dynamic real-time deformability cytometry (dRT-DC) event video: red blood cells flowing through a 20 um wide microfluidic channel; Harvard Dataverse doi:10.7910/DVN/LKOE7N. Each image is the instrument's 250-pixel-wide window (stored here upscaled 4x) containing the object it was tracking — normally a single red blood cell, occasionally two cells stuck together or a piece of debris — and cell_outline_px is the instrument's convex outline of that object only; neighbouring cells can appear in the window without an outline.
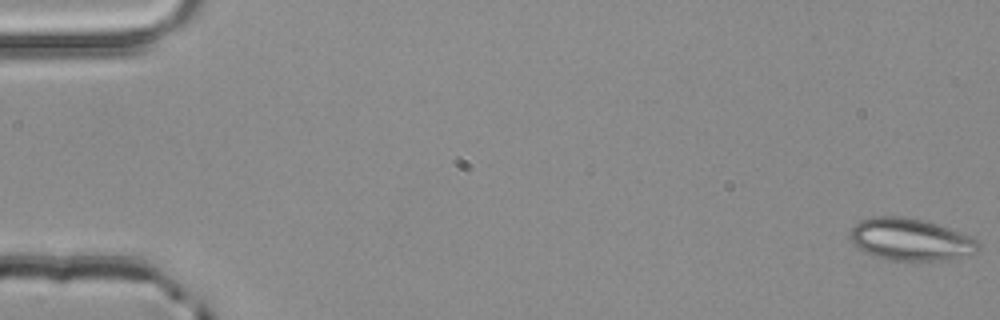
{"species": "common noctule bat (a hibernating species)", "species_latin": "Nyctalus noctula", "temperature_condition": "room temperature", "stored_images_in_passage": 5, "segment_of_instrument_passage": [2, 2], "camera_frame_rate_fps": 3000, "um_per_image_px": 0.085, "animal": {"sex": "male", "body_mass_g": 20.4}, "frame": {"image": 1, "passage_image": 5, "time_ms": 1.333, "image_size_px": [1000, 320], "cell_outline_px": [[980, 248], [976, 252], [960, 256], [940, 260], [904, 264], [872, 256], [864, 252], [852, 244], [848, 236], [848, 232], [860, 220], [872, 216], [908, 216], [924, 220], [972, 236], [980, 244]], "centroid_in_image_um": [77.33, 20.38], "position_along_channel_um": 7.7, "area_um2": 32.43}}